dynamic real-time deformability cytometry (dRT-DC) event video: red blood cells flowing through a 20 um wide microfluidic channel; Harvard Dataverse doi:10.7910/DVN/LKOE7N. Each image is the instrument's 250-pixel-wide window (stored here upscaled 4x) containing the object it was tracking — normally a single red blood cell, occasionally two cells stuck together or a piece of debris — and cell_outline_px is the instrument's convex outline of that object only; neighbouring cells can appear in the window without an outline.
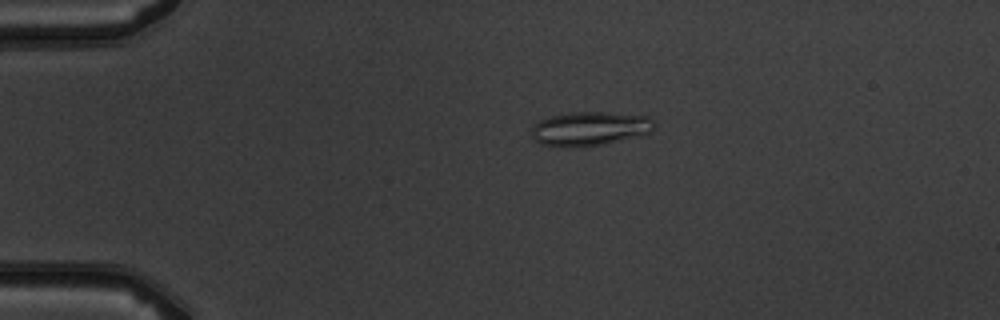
{"species": "common noctule bat (a hibernating species)", "species_latin": "Nyctalus noctula", "temperature_condition": "warm", "stored_images_in_passage": 2, "camera_frame_rate_fps": 3000, "um_per_image_px": 0.085, "animal": {"sex": "male", "body_mass_g": 19.5, "forearm_length_mm": 54.6}, "frame": {"image": 1, "passage_image": 1, "time_ms": 0.0, "image_size_px": [1000, 320], "cell_outline_px": [[652, 132], [600, 144], [580, 148], [564, 148], [540, 144], [532, 136], [532, 124], [540, 120], [552, 116], [572, 112], [608, 112], [648, 116], [652, 120]], "centroid_in_image_um": [50.06, 10.94], "position_along_channel_um": 34.9, "area_um2": 24.22}}